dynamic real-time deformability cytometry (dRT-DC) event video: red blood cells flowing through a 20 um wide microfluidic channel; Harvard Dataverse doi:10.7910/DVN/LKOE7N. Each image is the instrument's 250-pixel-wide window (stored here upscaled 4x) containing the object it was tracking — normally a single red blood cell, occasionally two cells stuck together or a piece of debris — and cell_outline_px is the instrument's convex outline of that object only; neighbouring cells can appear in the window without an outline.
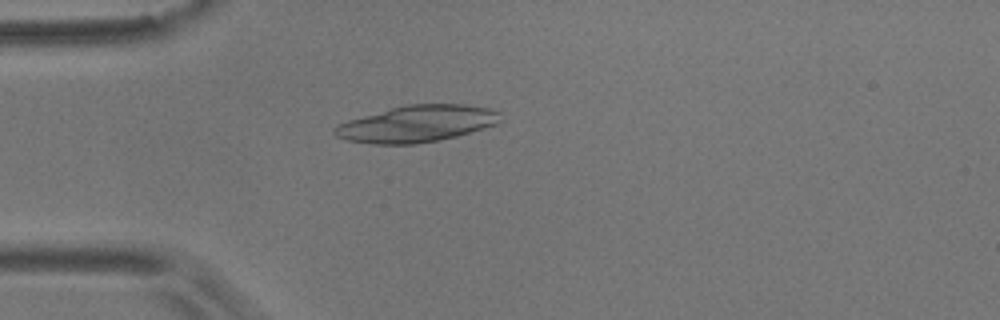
{"species": "common noctule bat (a hibernating species)", "species_latin": "Nyctalus noctula", "temperature_condition": "room temperature", "stored_images_in_passage": 5, "camera_frame_rate_fps": 3000, "um_per_image_px": 0.085, "animal": {"sex": "male", "body_mass_g": 17.9}, "frame": {"image": 1, "passage_image": 5, "time_ms": 4.667, "image_size_px": [1000, 320], "cell_outline_px": [[504, 120], [496, 124], [484, 128], [456, 136], [440, 140], [416, 144], [372, 144], [348, 140], [336, 136], [332, 132], [332, 128], [336, 124], [348, 120], [392, 108], [408, 104], [464, 104], [488, 108], [500, 112]], "centroid_in_image_um": [35.45, 10.52], "position_along_channel_um": 49.6, "area_um2": 35.43}}